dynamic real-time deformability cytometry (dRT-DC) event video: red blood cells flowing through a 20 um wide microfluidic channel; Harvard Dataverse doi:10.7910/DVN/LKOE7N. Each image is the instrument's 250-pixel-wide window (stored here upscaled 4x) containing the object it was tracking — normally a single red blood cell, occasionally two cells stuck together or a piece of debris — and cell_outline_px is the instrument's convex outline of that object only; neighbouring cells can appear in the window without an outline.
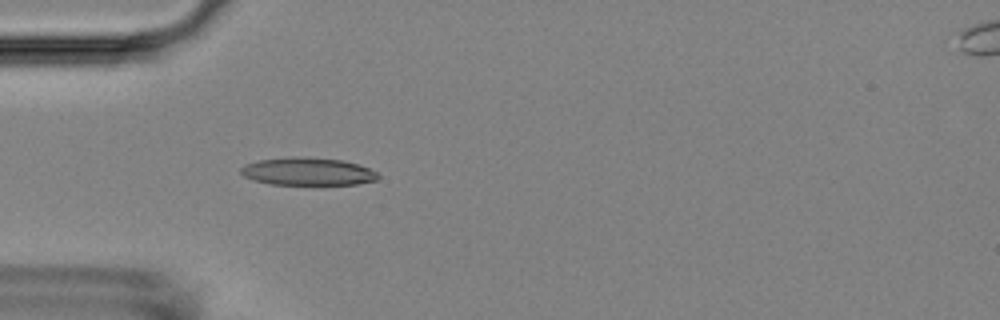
{"species": "Egyptian fruit bat (a non-hibernating species)", "species_latin": "Rousettus aegyptiacus", "temperature_condition": "room temperature", "stored_images_in_passage": 39, "camera_frame_rate_fps": 3000, "um_per_image_px": 0.085, "animal": {"sex": "female"}, "frame": {"image": 1, "passage_image": 1, "time_ms": 0.0, "image_size_px": [1000, 320], "cell_outline_px": [[380, 176], [376, 180], [356, 184], [272, 184], [256, 180], [244, 176], [240, 172], [240, 168], [244, 164], [260, 160], [296, 156], [344, 160], [360, 164], [376, 172]], "centroid_in_image_um": [26.17, 14.56], "position_along_channel_um": 58.8, "area_um2": 22.02}}
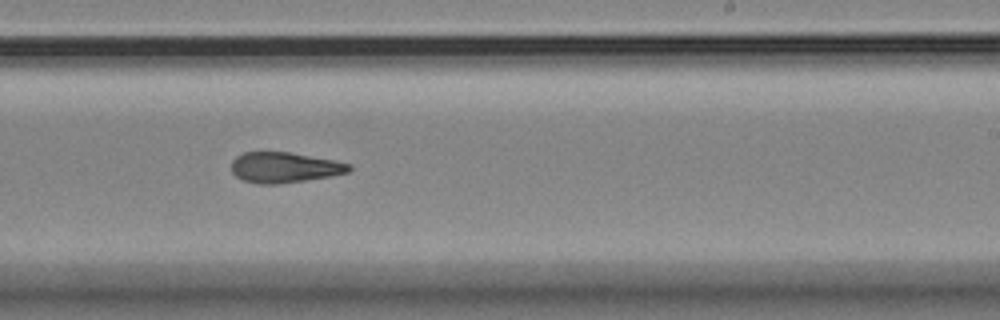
{"frame": {"image": 2, "passage_image": 18, "time_ms": 5.667, "image_size_px": [1000, 320], "cell_outline_px": [[352, 168], [348, 172], [332, 176], [276, 184], [256, 184], [240, 180], [232, 172], [232, 160], [236, 156], [244, 152], [288, 152], [336, 160], [352, 164]], "centroid_in_image_um": [24.17, 14.23], "position_along_channel_um": 264.8, "area_um2": 21.04}}
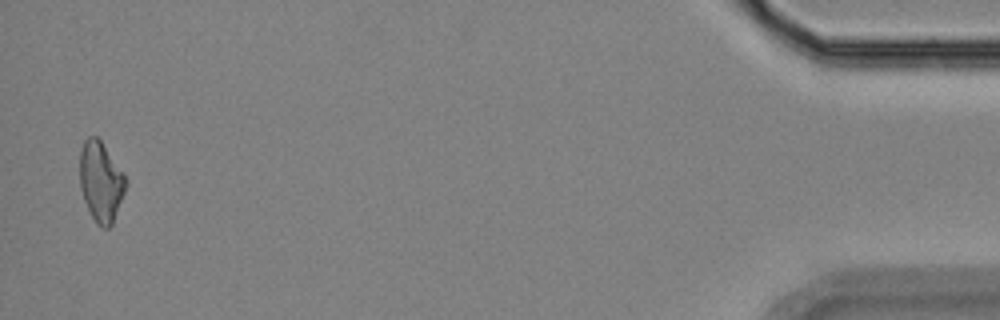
{"frame": {"image": 3, "passage_image": 38, "time_ms": 12.333, "image_size_px": [1000, 320], "cell_outline_px": [[128, 184], [112, 224], [108, 228], [104, 228], [96, 224], [84, 200], [80, 188], [80, 148], [84, 140], [88, 136], [96, 136], [100, 140], [124, 176]], "centroid_in_image_um": [8.55, 15.45], "position_along_channel_um": 426.6, "area_um2": 21.15}, "authors_computed_cell_mechanics": {"area_um2": 21.5594, "velocity_mm_per_s": 3.6859, "shape_relaxation_time_tau1_ms": null, "shape_relaxation_time_tau2_ms": 2.8221, "deformation_change_tau1": null, "deformation_change_tau2": 0.1116}}